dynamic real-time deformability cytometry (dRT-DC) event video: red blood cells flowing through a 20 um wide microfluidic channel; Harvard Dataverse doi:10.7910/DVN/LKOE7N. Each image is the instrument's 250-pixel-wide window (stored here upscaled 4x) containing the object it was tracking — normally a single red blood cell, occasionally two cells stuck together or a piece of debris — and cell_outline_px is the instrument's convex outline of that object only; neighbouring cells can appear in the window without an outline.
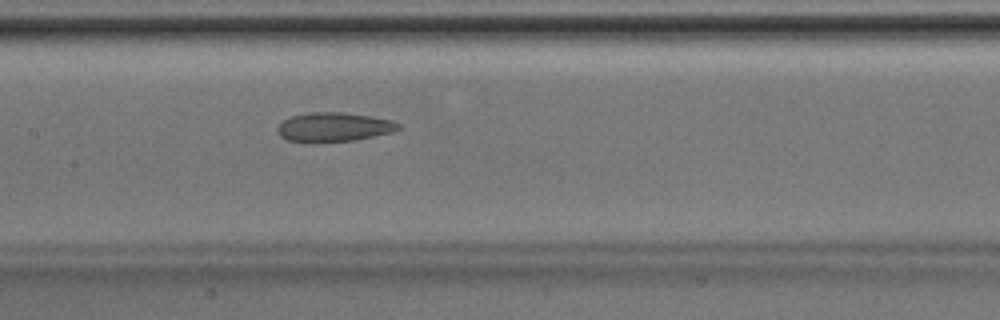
{"species": "Egyptian fruit bat (a non-hibernating species)", "species_latin": "Rousettus aegyptiacus", "temperature_condition": "room temperature", "stored_images_in_passage": 46, "camera_frame_rate_fps": 3000, "um_per_image_px": 0.085, "animal": {"sex": "male"}, "frame": {"image": 1, "passage_image": 22, "time_ms": 7.0, "image_size_px": [1000, 320], "cell_outline_px": [[400, 128], [392, 132], [352, 140], [316, 144], [312, 144], [288, 140], [280, 136], [276, 128], [284, 120], [292, 116], [312, 112], [344, 112], [372, 116], [392, 120], [400, 124]], "centroid_in_image_um": [28.35, 10.82], "position_along_channel_um": 179.1, "area_um2": 20.81}}
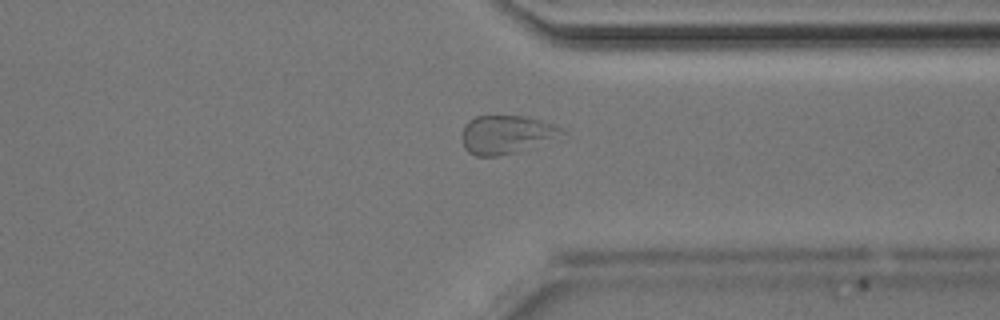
{"frame": {"image": 2, "passage_image": 35, "time_ms": 11.333, "image_size_px": [1000, 320], "cell_outline_px": [[564, 140], [496, 156], [476, 156], [468, 152], [464, 148], [460, 136], [464, 124], [468, 120], [476, 116], [524, 116], [540, 120], [552, 124], [560, 128], [564, 132]], "centroid_in_image_um": [43.08, 11.45], "position_along_channel_um": 368.3, "area_um2": 23.0}}
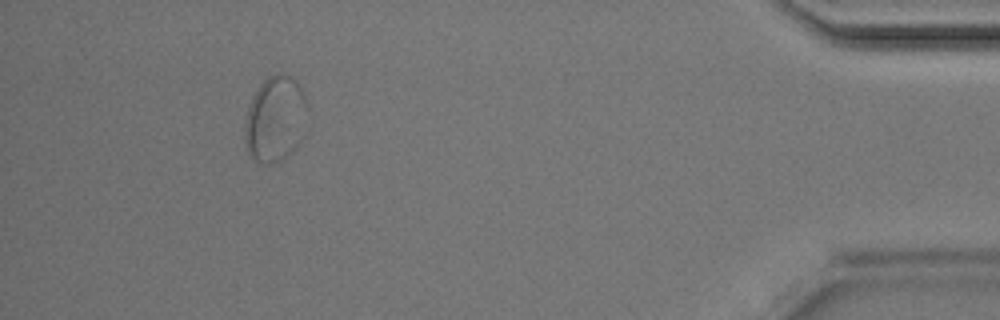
{"frame": {"image": 3, "passage_image": 42, "time_ms": 13.667, "image_size_px": [1000, 320], "cell_outline_px": [[308, 108], [300, 140], [292, 152], [280, 160], [272, 164], [264, 164], [252, 160], [244, 144], [244, 132], [248, 108], [256, 88], [268, 76], [280, 72], [284, 72], [292, 76], [304, 92], [308, 104]], "centroid_in_image_um": [23.39, 10.1], "position_along_channel_um": 411.8, "area_um2": 31.67}}